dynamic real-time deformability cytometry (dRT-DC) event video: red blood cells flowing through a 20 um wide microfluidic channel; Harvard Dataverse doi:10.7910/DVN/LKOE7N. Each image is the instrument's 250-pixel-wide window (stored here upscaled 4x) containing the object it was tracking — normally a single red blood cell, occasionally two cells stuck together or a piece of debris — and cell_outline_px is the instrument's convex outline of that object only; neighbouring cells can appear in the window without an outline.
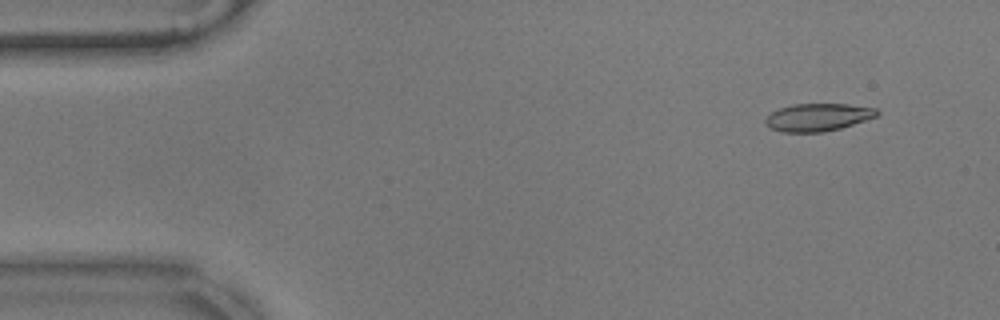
{"species": "common noctule bat (a hibernating species)", "species_latin": "Nyctalus noctula", "temperature_condition": "warm", "stored_images_in_passage": 56, "camera_frame_rate_fps": 3000, "um_per_image_px": 0.085, "animal": {"sex": "male", "body_mass_g": 17.9}, "frame": {"image": 1, "passage_image": 5, "time_ms": 1.333, "image_size_px": [1000, 320], "cell_outline_px": [[880, 112], [876, 116], [840, 128], [824, 132], [780, 132], [764, 124], [764, 120], [772, 112], [780, 108], [792, 104], [848, 104], [876, 108]], "centroid_in_image_um": [69.5, 9.96], "position_along_channel_um": 15.5, "area_um2": 17.86}}
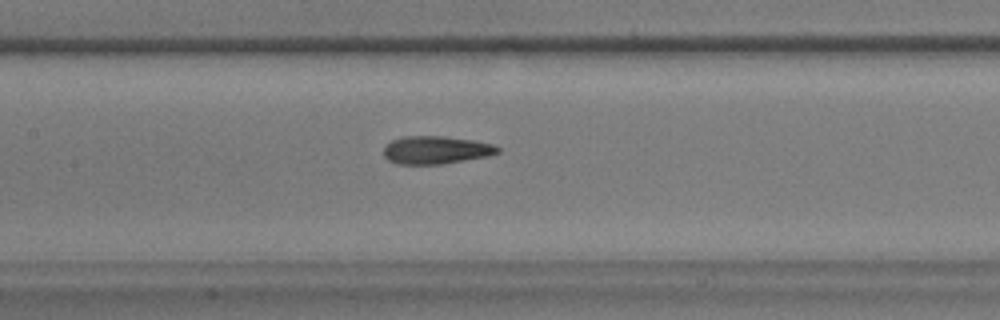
{"frame": {"image": 2, "passage_image": 26, "time_ms": 8.333, "image_size_px": [1000, 320], "cell_outline_px": [[500, 152], [488, 156], [440, 164], [396, 164], [388, 160], [384, 156], [384, 144], [392, 140], [404, 136], [444, 136], [472, 140], [492, 144], [500, 148]], "centroid_in_image_um": [37.02, 12.74], "position_along_channel_um": 170.4, "area_um2": 18.55}}
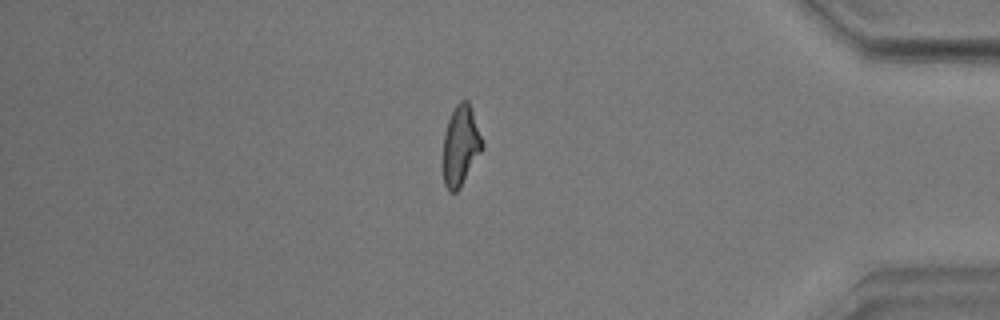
{"frame": {"image": 3, "passage_image": 48, "time_ms": 15.667, "image_size_px": [1000, 320], "cell_outline_px": [[484, 144], [480, 152], [460, 188], [456, 192], [448, 192], [444, 184], [444, 132], [448, 120], [456, 104], [460, 100], [468, 100]], "centroid_in_image_um": [39.14, 12.37], "position_along_channel_um": 396.1, "area_um2": 17.92}, "authors_computed_cell_mechanics": {"area_um2": 18.6983, "velocity_mm_per_s": 3.5559, "shape_relaxation_time_tau1_ms": 6.2466, "shape_relaxation_time_tau2_ms": 2.1993, "deformation_change_tau1": 0.2021, "deformation_change_tau2": 0.1097}}